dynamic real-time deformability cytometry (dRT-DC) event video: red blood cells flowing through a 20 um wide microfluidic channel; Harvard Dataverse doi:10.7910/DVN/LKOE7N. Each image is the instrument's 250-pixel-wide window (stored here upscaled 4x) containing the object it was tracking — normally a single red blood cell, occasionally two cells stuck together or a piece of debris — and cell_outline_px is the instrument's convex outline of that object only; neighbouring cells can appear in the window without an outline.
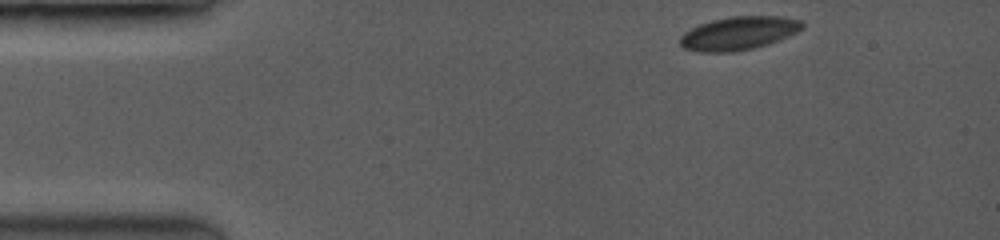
{"species": "common noctule bat (a hibernating species)", "species_latin": "Nyctalus noctula", "temperature_condition": "room temperature", "stored_images_in_passage": 52, "camera_frame_rate_fps": 3500, "um_per_image_px": 0.085, "animal": {"sex": "female", "body_mass_g": 19.0, "forearm_length_mm": 53.3}, "frame": {"image": 1, "passage_image": 1, "time_ms": 0.0, "image_size_px": [1000, 240], "cell_outline_px": [[804, 24], [796, 32], [776, 40], [752, 48], [728, 52], [704, 52], [684, 48], [680, 44], [680, 36], [692, 28], [700, 24], [712, 20], [732, 16], [776, 16], [800, 20]], "centroid_in_image_um": [62.74, 2.81], "position_along_channel_um": 22.3, "area_um2": 23.06}}
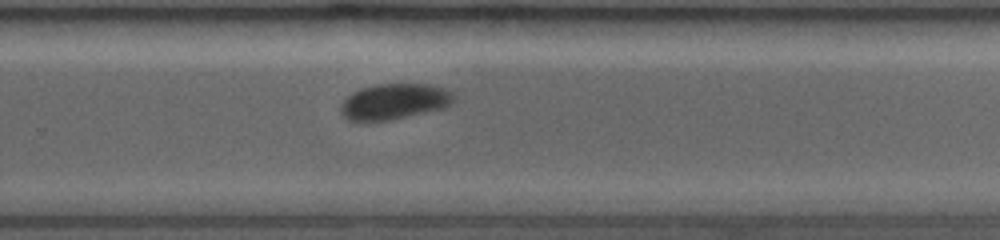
{"frame": {"image": 2, "passage_image": 32, "time_ms": 8.857, "image_size_px": [1000, 240], "cell_outline_px": [[452, 100], [448, 104], [440, 108], [388, 120], [364, 124], [360, 124], [348, 120], [340, 112], [340, 104], [352, 92], [360, 88], [376, 84], [428, 84], [440, 88], [448, 92], [452, 96]], "centroid_in_image_um": [33.33, 8.66], "position_along_channel_um": 296.5, "area_um2": 23.35}}
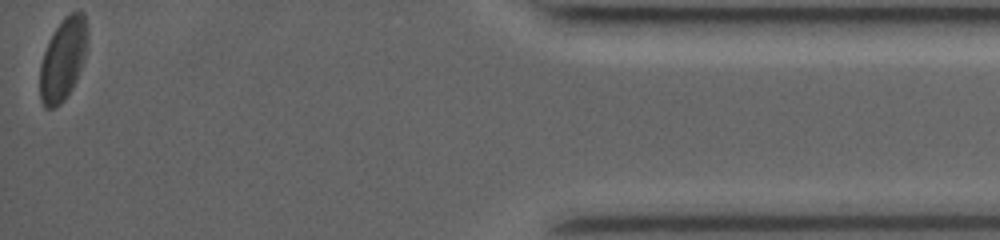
{"frame": {"image": 3, "passage_image": 52, "time_ms": 13.714, "image_size_px": [1000, 240], "cell_outline_px": [[88, 44], [76, 80], [72, 88], [64, 100], [56, 108], [44, 108], [40, 100], [40, 64], [48, 40], [52, 32], [64, 16], [72, 12], [80, 12], [84, 16], [88, 28]], "centroid_in_image_um": [5.34, 5.04], "position_along_channel_um": 429.9, "area_um2": 22.95}, "authors_computed_cell_mechanics": {"area_um2": 23.5824, "velocity_mm_per_s": 4.0081, "shape_relaxation_time_tau1_ms": 1.4064, "shape_relaxation_time_tau2_ms": null, "deformation_change_tau1": 0.0595, "deformation_change_tau2": null}}